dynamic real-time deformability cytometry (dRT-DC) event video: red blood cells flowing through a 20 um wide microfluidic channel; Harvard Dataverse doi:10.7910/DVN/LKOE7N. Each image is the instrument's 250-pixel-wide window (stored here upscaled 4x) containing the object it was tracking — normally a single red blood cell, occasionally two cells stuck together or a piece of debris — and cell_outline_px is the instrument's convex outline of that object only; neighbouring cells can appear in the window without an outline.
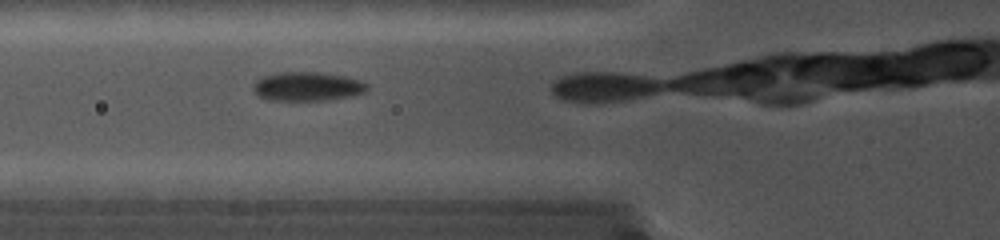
{"species": "common noctule bat (a hibernating species)", "species_latin": "Nyctalus noctula", "temperature_condition": "cold", "stored_images_in_passage": 8, "camera_frame_rate_fps": 5000, "um_per_image_px": 0.085, "animal": {"sex": "female", "body_mass_g": 19.0, "forearm_length_mm": 56.7}, "frame": {"image": 1, "passage_image": 2, "time_ms": 0.2, "image_size_px": [1000, 240], "cell_outline_px": [[368, 92], [352, 96], [328, 100], [268, 100], [260, 96], [252, 88], [256, 80], [260, 76], [276, 72], [320, 72], [348, 76], [360, 80], [368, 84]], "centroid_in_image_um": [26.16, 7.33], "position_along_channel_um": 99.6, "area_um2": 19.59}}